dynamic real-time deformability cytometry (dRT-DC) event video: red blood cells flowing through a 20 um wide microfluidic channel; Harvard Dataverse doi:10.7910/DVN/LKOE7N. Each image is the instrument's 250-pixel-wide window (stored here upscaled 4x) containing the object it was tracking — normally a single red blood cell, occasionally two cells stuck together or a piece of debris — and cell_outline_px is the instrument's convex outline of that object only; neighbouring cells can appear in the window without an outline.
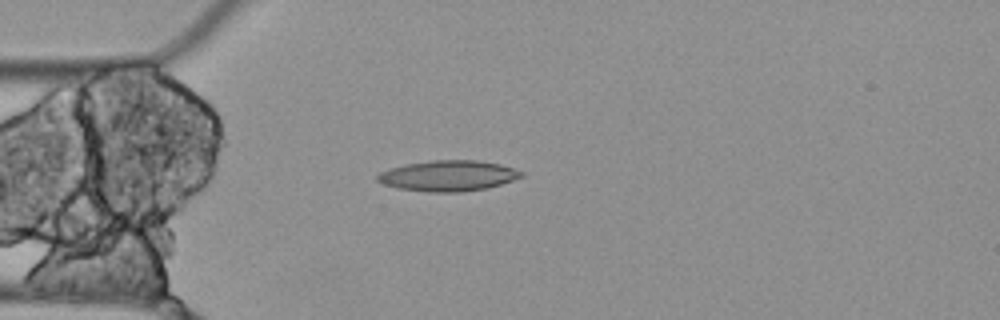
{"species": "Egyptian fruit bat (a non-hibernating species)", "species_latin": "Rousettus aegyptiacus", "temperature_condition": "cold", "stored_images_in_passage": 5, "camera_frame_rate_fps": 3000, "um_per_image_px": 0.085, "animal": {"sex": "female"}, "frame": {"image": 1, "passage_image": 5, "time_ms": 1.333, "image_size_px": [1000, 320], "cell_outline_px": [[524, 176], [488, 188], [464, 192], [428, 192], [396, 188], [384, 184], [376, 180], [376, 176], [380, 172], [388, 168], [404, 164], [432, 160], [476, 160], [500, 164], [524, 172]], "centroid_in_image_um": [38.07, 14.94], "position_along_channel_um": 46.9, "area_um2": 25.89}}